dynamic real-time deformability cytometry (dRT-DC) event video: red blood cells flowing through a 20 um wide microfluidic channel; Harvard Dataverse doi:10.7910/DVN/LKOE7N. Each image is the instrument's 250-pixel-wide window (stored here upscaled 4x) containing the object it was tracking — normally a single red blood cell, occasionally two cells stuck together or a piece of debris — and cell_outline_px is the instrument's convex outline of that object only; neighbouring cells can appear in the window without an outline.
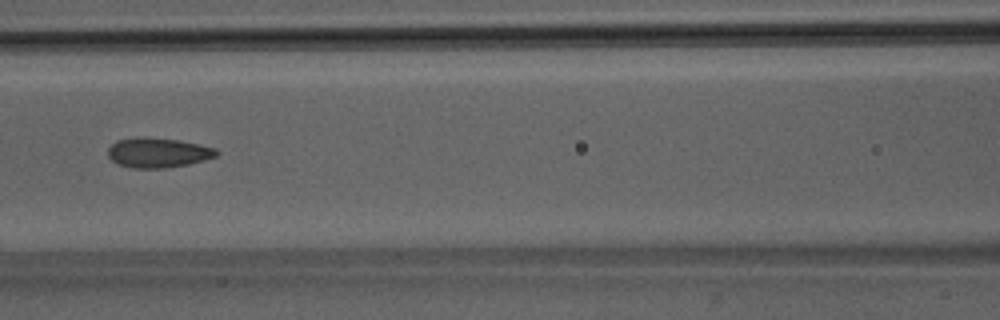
{"species": "Egyptian fruit bat (a non-hibernating species)", "species_latin": "Rousettus aegyptiacus", "temperature_condition": "room temperature", "stored_images_in_passage": 4, "camera_frame_rate_fps": 3000, "um_per_image_px": 0.085, "animal": {"sex": "male"}, "frame": {"image": 1, "passage_image": 4, "time_ms": 3.333, "image_size_px": [1000, 320], "cell_outline_px": [[220, 152], [216, 156], [204, 160], [188, 164], [164, 168], [132, 168], [120, 164], [112, 160], [108, 156], [108, 148], [116, 140], [136, 136], [144, 136], [180, 140], [200, 144], [216, 148]], "centroid_in_image_um": [13.43, 12.95], "position_along_channel_um": 153.2, "area_um2": 19.07}}